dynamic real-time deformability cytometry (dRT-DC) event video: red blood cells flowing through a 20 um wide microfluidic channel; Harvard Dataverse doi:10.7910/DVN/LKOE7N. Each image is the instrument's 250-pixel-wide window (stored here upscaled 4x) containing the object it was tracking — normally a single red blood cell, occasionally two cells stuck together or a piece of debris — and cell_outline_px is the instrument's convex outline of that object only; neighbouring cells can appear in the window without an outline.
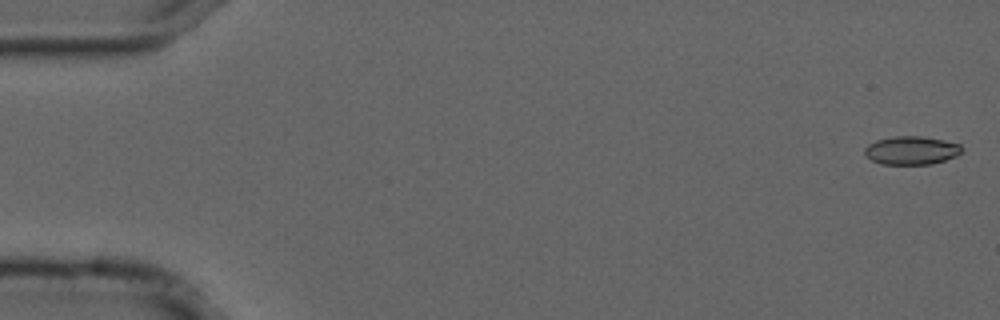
{"species": "common noctule bat (a hibernating species)", "species_latin": "Nyctalus noctula", "temperature_condition": "cold", "stored_images_in_passage": 56, "camera_frame_rate_fps": 3000, "um_per_image_px": 0.085, "animal": {"sex": "male", "forearm_length_mm": 52.5}, "frame": {"image": 1, "passage_image": 2, "time_ms": 0.333, "image_size_px": [1000, 320], "cell_outline_px": [[964, 148], [956, 156], [932, 164], [880, 164], [872, 160], [864, 152], [864, 148], [868, 144], [876, 140], [896, 136], [920, 136], [944, 140], [960, 144]], "centroid_in_image_um": [77.47, 12.78], "position_along_channel_um": 7.5, "area_um2": 16.01}}
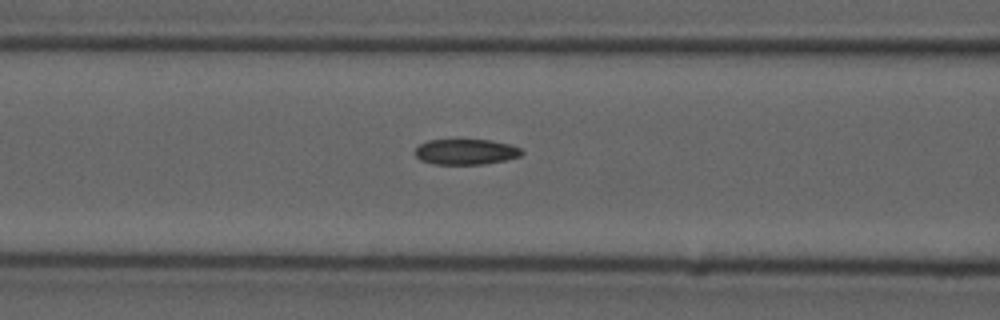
{"frame": {"image": 2, "passage_image": 23, "time_ms": 7.333, "image_size_px": [1000, 320], "cell_outline_px": [[524, 152], [520, 156], [504, 160], [484, 164], [432, 164], [420, 160], [412, 152], [420, 144], [428, 140], [492, 140], [508, 144], [520, 148]], "centroid_in_image_um": [39.56, 12.91], "position_along_channel_um": 127.0, "area_um2": 15.9}}
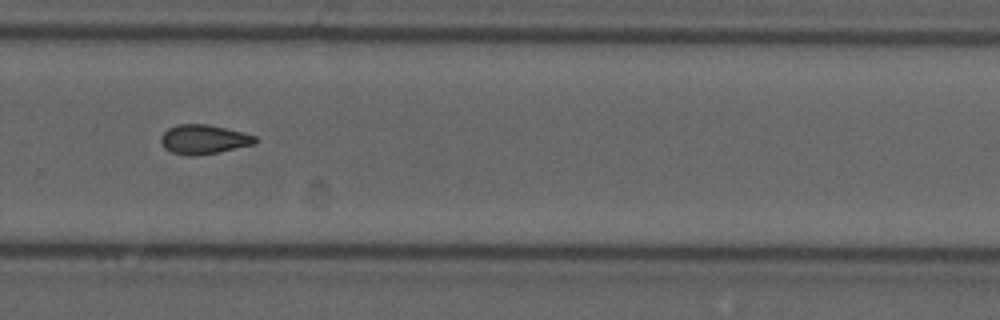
{"frame": {"image": 3, "passage_image": 38, "time_ms": 12.333, "image_size_px": [1000, 320], "cell_outline_px": [[260, 140], [256, 144], [216, 152], [188, 156], [172, 152], [164, 148], [160, 140], [160, 136], [168, 128], [176, 124], [208, 124], [256, 136]], "centroid_in_image_um": [17.3, 11.84], "position_along_channel_um": 312.5, "area_um2": 16.01}, "authors_computed_cell_mechanics": {"area_um2": 16.0106, "velocity_mm_per_s": 3.7213, "shape_relaxation_time_tau1_ms": null, "shape_relaxation_time_tau2_ms": 5.2989, "deformation_change_tau1": null, "deformation_change_tau2": 0.12}}